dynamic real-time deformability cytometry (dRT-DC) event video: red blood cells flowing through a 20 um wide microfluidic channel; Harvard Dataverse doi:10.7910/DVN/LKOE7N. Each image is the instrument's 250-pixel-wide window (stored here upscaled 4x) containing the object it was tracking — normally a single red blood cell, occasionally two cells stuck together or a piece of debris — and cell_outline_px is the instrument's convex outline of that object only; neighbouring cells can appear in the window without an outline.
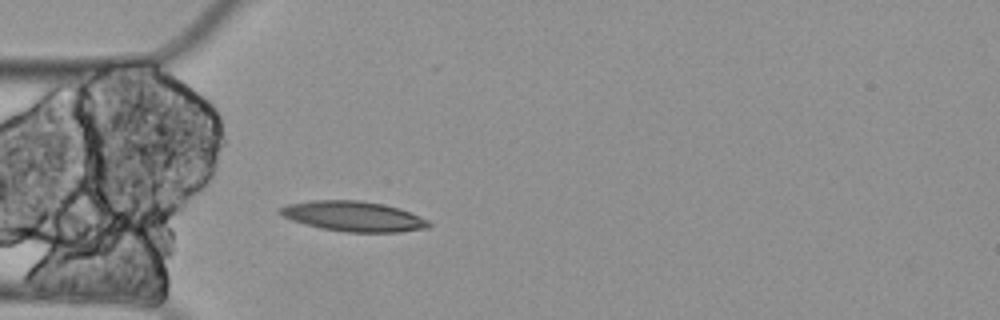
{"species": "Egyptian fruit bat (a non-hibernating species)", "species_latin": "Rousettus aegyptiacus", "temperature_condition": "cold", "stored_images_in_passage": 4, "camera_frame_rate_fps": 3000, "um_per_image_px": 0.085, "animal": {"sex": "female"}, "frame": {"image": 1, "passage_image": 4, "time_ms": 1.0, "image_size_px": [1000, 320], "cell_outline_px": [[432, 224], [428, 228], [400, 232], [344, 232], [320, 228], [304, 224], [292, 220], [276, 212], [280, 208], [288, 204], [312, 200], [360, 200], [384, 204], [400, 208], [428, 220]], "centroid_in_image_um": [30.05, 18.39], "position_along_channel_um": 55.0, "area_um2": 26.24}}